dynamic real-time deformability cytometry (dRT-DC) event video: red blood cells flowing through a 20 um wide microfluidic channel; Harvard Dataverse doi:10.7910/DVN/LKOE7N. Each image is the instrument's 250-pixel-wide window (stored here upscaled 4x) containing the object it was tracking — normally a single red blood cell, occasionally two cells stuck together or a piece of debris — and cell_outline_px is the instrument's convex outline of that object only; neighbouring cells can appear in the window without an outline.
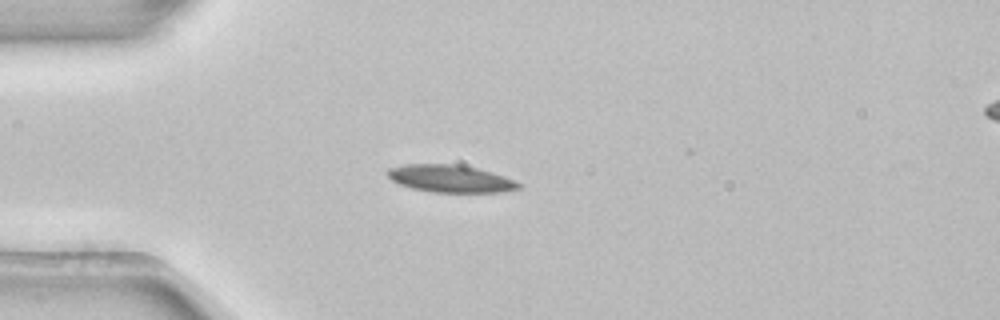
{"species": "common noctule bat (a hibernating species)", "species_latin": "Nyctalus noctula", "temperature_condition": "room temperature", "stored_images_in_passage": 1, "camera_frame_rate_fps": 3000, "um_per_image_px": 0.085, "animal": {"sex": "female", "body_mass_g": 22.7, "forearm_length_mm": 54.2}, "frame": {"image": 1, "passage_image": 1, "time_ms": 0.0, "image_size_px": [1000, 320], "cell_outline_px": [[524, 188], [500, 192], [432, 192], [412, 188], [400, 184], [392, 180], [388, 176], [388, 168], [408, 164], [456, 164], [476, 168], [492, 172], [504, 176], [524, 184]], "centroid_in_image_um": [38.35, 15.19], "position_along_channel_um": 46.7, "area_um2": 20.92}}